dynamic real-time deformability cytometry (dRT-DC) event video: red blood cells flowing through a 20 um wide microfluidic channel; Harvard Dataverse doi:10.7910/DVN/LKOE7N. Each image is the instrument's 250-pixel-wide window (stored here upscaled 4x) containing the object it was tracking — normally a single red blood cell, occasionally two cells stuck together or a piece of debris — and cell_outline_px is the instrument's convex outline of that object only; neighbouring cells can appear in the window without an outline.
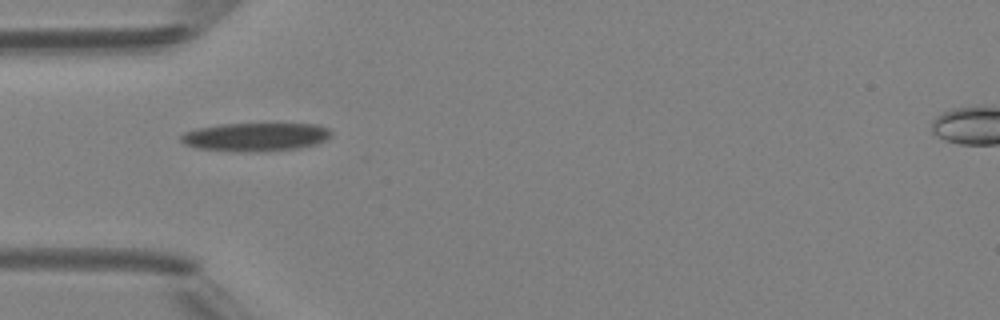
{"species": "Egyptian fruit bat (a non-hibernating species)", "species_latin": "Rousettus aegyptiacus", "temperature_condition": "room temperature", "stored_images_in_passage": 3, "camera_frame_rate_fps": 3000, "um_per_image_px": 0.085, "animal": {"sex": "female"}, "frame": {"image": 1, "passage_image": 1, "time_ms": 0.0, "image_size_px": [1000, 320], "cell_outline_px": [[332, 136], [316, 144], [300, 148], [264, 152], [232, 152], [196, 148], [184, 144], [180, 140], [180, 136], [184, 132], [196, 128], [220, 124], [316, 124], [328, 128], [332, 132]], "centroid_in_image_um": [21.7, 11.65], "position_along_channel_um": 63.3, "area_um2": 25.32}}
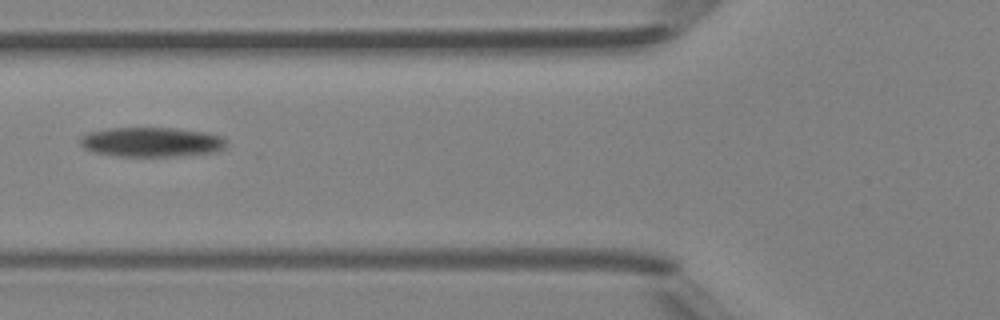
{"frame": {"image": 2, "passage_image": 2, "time_ms": 1.333, "image_size_px": [1000, 320], "cell_outline_px": [[224, 148], [216, 152], [184, 156], [116, 156], [92, 152], [84, 148], [80, 144], [80, 136], [88, 132], [108, 128], [176, 128], [204, 132], [224, 136]], "centroid_in_image_um": [12.86, 12.08], "position_along_channel_um": 112.9, "area_um2": 25.43}}
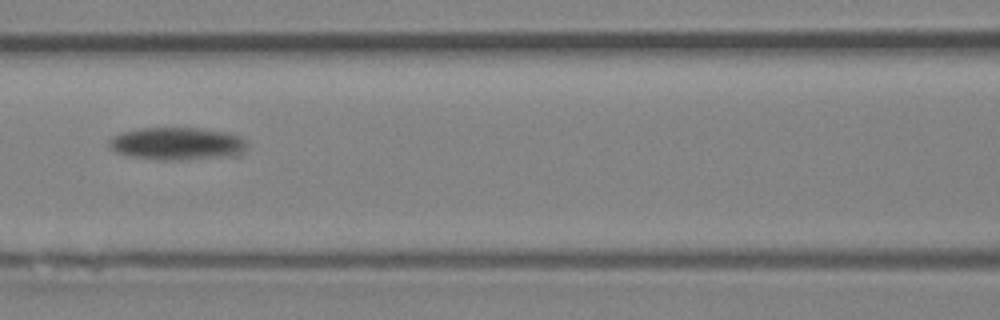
{"frame": {"image": 3, "passage_image": 3, "time_ms": 2.333, "image_size_px": [1000, 320], "cell_outline_px": [[244, 152], [240, 156], [180, 160], [160, 160], [132, 156], [116, 152], [108, 144], [108, 140], [112, 136], [120, 132], [140, 128], [200, 128], [228, 132], [240, 136], [244, 140]], "centroid_in_image_um": [15.07, 12.21], "position_along_channel_um": 151.5, "area_um2": 26.47}}